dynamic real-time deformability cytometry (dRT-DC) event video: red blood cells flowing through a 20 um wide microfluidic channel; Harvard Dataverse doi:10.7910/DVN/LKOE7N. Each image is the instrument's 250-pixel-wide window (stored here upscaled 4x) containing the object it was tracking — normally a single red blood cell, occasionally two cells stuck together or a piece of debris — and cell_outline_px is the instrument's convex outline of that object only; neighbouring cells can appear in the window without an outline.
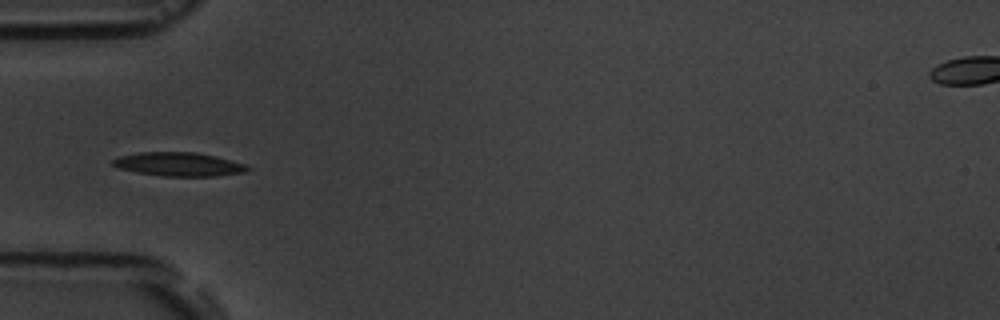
{"species": "common noctule bat (a hibernating species)", "species_latin": "Nyctalus noctula", "temperature_condition": "room temperature", "stored_images_in_passage": 10, "camera_frame_rate_fps": 3000, "um_per_image_px": 0.085, "animal": {"sex": "male", "body_mass_g": 19.5, "forearm_length_mm": 54.6}, "frame": {"image": 1, "passage_image": 5, "time_ms": 5.667, "image_size_px": [1000, 320], "cell_outline_px": [[252, 168], [244, 172], [216, 176], [164, 176], [136, 172], [116, 168], [112, 164], [112, 160], [120, 156], [140, 152], [196, 152], [216, 156], [248, 164]], "centroid_in_image_um": [15.23, 13.96], "position_along_channel_um": 69.8, "area_um2": 18.79}}
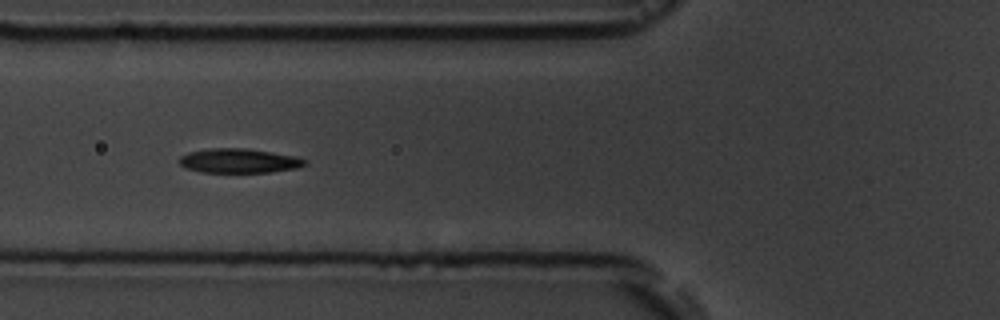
{"frame": {"image": 2, "passage_image": 6, "time_ms": 6.667, "image_size_px": [1000, 320], "cell_outline_px": [[308, 164], [296, 168], [272, 172], [204, 172], [184, 168], [180, 164], [180, 156], [188, 152], [208, 148], [244, 148], [272, 152], [296, 156], [308, 160]], "centroid_in_image_um": [20.33, 13.66], "position_along_channel_um": 105.5, "area_um2": 17.92}}
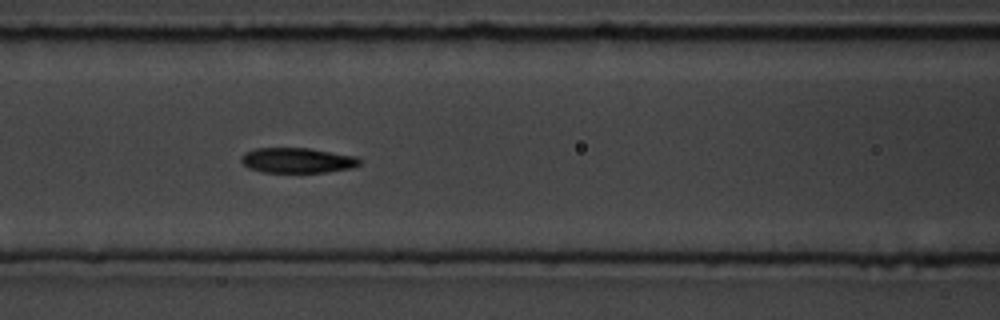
{"frame": {"image": 3, "passage_image": 7, "time_ms": 7.667, "image_size_px": [1000, 320], "cell_outline_px": [[360, 164], [352, 168], [324, 172], [260, 172], [248, 168], [240, 160], [240, 156], [244, 152], [256, 148], [308, 148], [356, 156], [360, 160]], "centroid_in_image_um": [25.23, 13.63], "position_along_channel_um": 141.4, "area_um2": 17.4}}